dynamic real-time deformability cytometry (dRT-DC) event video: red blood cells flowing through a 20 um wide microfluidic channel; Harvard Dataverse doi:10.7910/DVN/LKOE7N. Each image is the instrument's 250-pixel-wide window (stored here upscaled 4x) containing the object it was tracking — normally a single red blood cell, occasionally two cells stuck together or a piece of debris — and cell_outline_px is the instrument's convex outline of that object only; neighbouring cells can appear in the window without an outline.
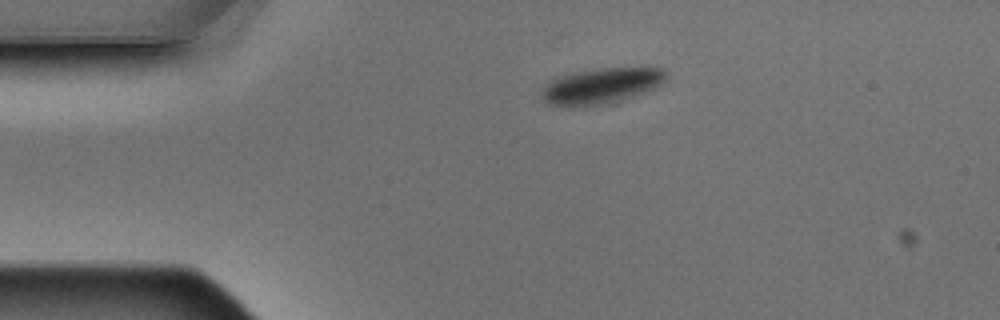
{"species": "Egyptian fruit bat (a non-hibernating species)", "species_latin": "Rousettus aegyptiacus", "temperature_condition": "warm", "stored_images_in_passage": 2, "camera_frame_rate_fps": 3000, "um_per_image_px": 0.085, "animal": {"sex": "male"}, "frame": {"image": 1, "passage_image": 1, "time_ms": 0.0, "image_size_px": [1000, 320], "cell_outline_px": [[668, 76], [660, 84], [644, 92], [616, 104], [548, 104], [540, 96], [540, 92], [544, 84], [548, 80], [572, 72], [600, 68], [644, 64], [664, 68], [668, 72]], "centroid_in_image_um": [51.22, 7.22], "position_along_channel_um": 33.8, "area_um2": 26.7}}